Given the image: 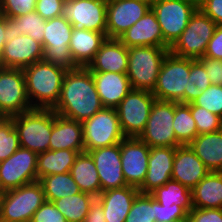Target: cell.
I'll return each mask as SVG.
<instances>
[{"mask_svg":"<svg viewBox=\"0 0 222 222\" xmlns=\"http://www.w3.org/2000/svg\"><path fill=\"white\" fill-rule=\"evenodd\" d=\"M103 108L91 71L87 67L67 70L59 101L53 108L58 115L83 123Z\"/></svg>","mask_w":222,"mask_h":222,"instance_id":"obj_1","label":"cell"},{"mask_svg":"<svg viewBox=\"0 0 222 222\" xmlns=\"http://www.w3.org/2000/svg\"><path fill=\"white\" fill-rule=\"evenodd\" d=\"M23 71L32 108L53 109L59 101L67 70L41 60L27 66Z\"/></svg>","mask_w":222,"mask_h":222,"instance_id":"obj_2","label":"cell"},{"mask_svg":"<svg viewBox=\"0 0 222 222\" xmlns=\"http://www.w3.org/2000/svg\"><path fill=\"white\" fill-rule=\"evenodd\" d=\"M190 58L178 57L170 52L163 60L152 94L157 100L190 103Z\"/></svg>","mask_w":222,"mask_h":222,"instance_id":"obj_3","label":"cell"},{"mask_svg":"<svg viewBox=\"0 0 222 222\" xmlns=\"http://www.w3.org/2000/svg\"><path fill=\"white\" fill-rule=\"evenodd\" d=\"M168 48L138 46L128 48L127 76L132 89L153 91Z\"/></svg>","mask_w":222,"mask_h":222,"instance_id":"obj_4","label":"cell"},{"mask_svg":"<svg viewBox=\"0 0 222 222\" xmlns=\"http://www.w3.org/2000/svg\"><path fill=\"white\" fill-rule=\"evenodd\" d=\"M9 118L17 130L20 147L37 154L49 150L53 109L33 108Z\"/></svg>","mask_w":222,"mask_h":222,"instance_id":"obj_5","label":"cell"},{"mask_svg":"<svg viewBox=\"0 0 222 222\" xmlns=\"http://www.w3.org/2000/svg\"><path fill=\"white\" fill-rule=\"evenodd\" d=\"M216 26V23L198 8L180 37L169 48V52L194 60L202 58Z\"/></svg>","mask_w":222,"mask_h":222,"instance_id":"obj_6","label":"cell"},{"mask_svg":"<svg viewBox=\"0 0 222 222\" xmlns=\"http://www.w3.org/2000/svg\"><path fill=\"white\" fill-rule=\"evenodd\" d=\"M46 201L39 181L5 191L0 221L30 222L35 211Z\"/></svg>","mask_w":222,"mask_h":222,"instance_id":"obj_7","label":"cell"},{"mask_svg":"<svg viewBox=\"0 0 222 222\" xmlns=\"http://www.w3.org/2000/svg\"><path fill=\"white\" fill-rule=\"evenodd\" d=\"M73 32L71 23L59 16L46 20L43 37V61L58 65L66 70L78 68L70 51Z\"/></svg>","mask_w":222,"mask_h":222,"instance_id":"obj_8","label":"cell"},{"mask_svg":"<svg viewBox=\"0 0 222 222\" xmlns=\"http://www.w3.org/2000/svg\"><path fill=\"white\" fill-rule=\"evenodd\" d=\"M151 9L160 24L164 48H170L187 27L198 6L186 0H155Z\"/></svg>","mask_w":222,"mask_h":222,"instance_id":"obj_9","label":"cell"},{"mask_svg":"<svg viewBox=\"0 0 222 222\" xmlns=\"http://www.w3.org/2000/svg\"><path fill=\"white\" fill-rule=\"evenodd\" d=\"M82 128L85 152L118 144L125 138L116 108L103 107L84 121Z\"/></svg>","mask_w":222,"mask_h":222,"instance_id":"obj_10","label":"cell"},{"mask_svg":"<svg viewBox=\"0 0 222 222\" xmlns=\"http://www.w3.org/2000/svg\"><path fill=\"white\" fill-rule=\"evenodd\" d=\"M156 98L151 91L131 89L116 107L125 137H139L146 127Z\"/></svg>","mask_w":222,"mask_h":222,"instance_id":"obj_11","label":"cell"},{"mask_svg":"<svg viewBox=\"0 0 222 222\" xmlns=\"http://www.w3.org/2000/svg\"><path fill=\"white\" fill-rule=\"evenodd\" d=\"M174 101L155 100L144 131L138 137L149 147H177L173 129Z\"/></svg>","mask_w":222,"mask_h":222,"instance_id":"obj_12","label":"cell"},{"mask_svg":"<svg viewBox=\"0 0 222 222\" xmlns=\"http://www.w3.org/2000/svg\"><path fill=\"white\" fill-rule=\"evenodd\" d=\"M31 109L23 69L0 67V114L9 118Z\"/></svg>","mask_w":222,"mask_h":222,"instance_id":"obj_13","label":"cell"},{"mask_svg":"<svg viewBox=\"0 0 222 222\" xmlns=\"http://www.w3.org/2000/svg\"><path fill=\"white\" fill-rule=\"evenodd\" d=\"M108 0H66L62 16L75 30H92L106 34Z\"/></svg>","mask_w":222,"mask_h":222,"instance_id":"obj_14","label":"cell"},{"mask_svg":"<svg viewBox=\"0 0 222 222\" xmlns=\"http://www.w3.org/2000/svg\"><path fill=\"white\" fill-rule=\"evenodd\" d=\"M37 155L19 147L9 158L0 161V189L8 191L37 181Z\"/></svg>","mask_w":222,"mask_h":222,"instance_id":"obj_15","label":"cell"},{"mask_svg":"<svg viewBox=\"0 0 222 222\" xmlns=\"http://www.w3.org/2000/svg\"><path fill=\"white\" fill-rule=\"evenodd\" d=\"M150 147L138 137H125L120 142L121 164L128 186L140 188L148 169Z\"/></svg>","mask_w":222,"mask_h":222,"instance_id":"obj_16","label":"cell"},{"mask_svg":"<svg viewBox=\"0 0 222 222\" xmlns=\"http://www.w3.org/2000/svg\"><path fill=\"white\" fill-rule=\"evenodd\" d=\"M151 9V4L143 0L107 1V38H119L126 30Z\"/></svg>","mask_w":222,"mask_h":222,"instance_id":"obj_17","label":"cell"},{"mask_svg":"<svg viewBox=\"0 0 222 222\" xmlns=\"http://www.w3.org/2000/svg\"><path fill=\"white\" fill-rule=\"evenodd\" d=\"M97 168L101 192L127 186L123 176L120 143L88 152Z\"/></svg>","mask_w":222,"mask_h":222,"instance_id":"obj_18","label":"cell"},{"mask_svg":"<svg viewBox=\"0 0 222 222\" xmlns=\"http://www.w3.org/2000/svg\"><path fill=\"white\" fill-rule=\"evenodd\" d=\"M43 59V46L26 34L6 41L0 56V67L24 69Z\"/></svg>","mask_w":222,"mask_h":222,"instance_id":"obj_19","label":"cell"},{"mask_svg":"<svg viewBox=\"0 0 222 222\" xmlns=\"http://www.w3.org/2000/svg\"><path fill=\"white\" fill-rule=\"evenodd\" d=\"M176 147H150L148 169L140 193L150 194L172 179L173 159Z\"/></svg>","mask_w":222,"mask_h":222,"instance_id":"obj_20","label":"cell"},{"mask_svg":"<svg viewBox=\"0 0 222 222\" xmlns=\"http://www.w3.org/2000/svg\"><path fill=\"white\" fill-rule=\"evenodd\" d=\"M209 172L189 145L176 147L172 169L173 180L192 190Z\"/></svg>","mask_w":222,"mask_h":222,"instance_id":"obj_21","label":"cell"},{"mask_svg":"<svg viewBox=\"0 0 222 222\" xmlns=\"http://www.w3.org/2000/svg\"><path fill=\"white\" fill-rule=\"evenodd\" d=\"M127 48L138 46L164 47L160 24L152 9L118 38Z\"/></svg>","mask_w":222,"mask_h":222,"instance_id":"obj_22","label":"cell"},{"mask_svg":"<svg viewBox=\"0 0 222 222\" xmlns=\"http://www.w3.org/2000/svg\"><path fill=\"white\" fill-rule=\"evenodd\" d=\"M87 68L91 72L126 73L128 48L117 38H107Z\"/></svg>","mask_w":222,"mask_h":222,"instance_id":"obj_23","label":"cell"},{"mask_svg":"<svg viewBox=\"0 0 222 222\" xmlns=\"http://www.w3.org/2000/svg\"><path fill=\"white\" fill-rule=\"evenodd\" d=\"M70 149L78 153L84 152L82 123L58 115L53 111V127L49 150Z\"/></svg>","mask_w":222,"mask_h":222,"instance_id":"obj_24","label":"cell"},{"mask_svg":"<svg viewBox=\"0 0 222 222\" xmlns=\"http://www.w3.org/2000/svg\"><path fill=\"white\" fill-rule=\"evenodd\" d=\"M91 73L103 107L116 108L132 89L126 73Z\"/></svg>","mask_w":222,"mask_h":222,"instance_id":"obj_25","label":"cell"},{"mask_svg":"<svg viewBox=\"0 0 222 222\" xmlns=\"http://www.w3.org/2000/svg\"><path fill=\"white\" fill-rule=\"evenodd\" d=\"M139 193L138 188L128 185L101 192L96 199L103 207L106 222H125Z\"/></svg>","mask_w":222,"mask_h":222,"instance_id":"obj_26","label":"cell"},{"mask_svg":"<svg viewBox=\"0 0 222 222\" xmlns=\"http://www.w3.org/2000/svg\"><path fill=\"white\" fill-rule=\"evenodd\" d=\"M106 39L105 33L73 29L69 47L75 64L87 67Z\"/></svg>","mask_w":222,"mask_h":222,"instance_id":"obj_27","label":"cell"},{"mask_svg":"<svg viewBox=\"0 0 222 222\" xmlns=\"http://www.w3.org/2000/svg\"><path fill=\"white\" fill-rule=\"evenodd\" d=\"M189 146L210 172H222V129L197 135Z\"/></svg>","mask_w":222,"mask_h":222,"instance_id":"obj_28","label":"cell"},{"mask_svg":"<svg viewBox=\"0 0 222 222\" xmlns=\"http://www.w3.org/2000/svg\"><path fill=\"white\" fill-rule=\"evenodd\" d=\"M193 208L222 209V172H209L192 189Z\"/></svg>","mask_w":222,"mask_h":222,"instance_id":"obj_29","label":"cell"},{"mask_svg":"<svg viewBox=\"0 0 222 222\" xmlns=\"http://www.w3.org/2000/svg\"><path fill=\"white\" fill-rule=\"evenodd\" d=\"M70 173L81 192L91 194L96 198L101 193L98 171L88 152L84 151L77 155Z\"/></svg>","mask_w":222,"mask_h":222,"instance_id":"obj_30","label":"cell"},{"mask_svg":"<svg viewBox=\"0 0 222 222\" xmlns=\"http://www.w3.org/2000/svg\"><path fill=\"white\" fill-rule=\"evenodd\" d=\"M78 154L77 151L70 149L47 150L38 153L36 170L37 181L47 175L70 172Z\"/></svg>","mask_w":222,"mask_h":222,"instance_id":"obj_31","label":"cell"},{"mask_svg":"<svg viewBox=\"0 0 222 222\" xmlns=\"http://www.w3.org/2000/svg\"><path fill=\"white\" fill-rule=\"evenodd\" d=\"M45 22L46 20L36 11L15 18H7L4 36L7 41H11L15 36L26 34L43 46Z\"/></svg>","mask_w":222,"mask_h":222,"instance_id":"obj_32","label":"cell"},{"mask_svg":"<svg viewBox=\"0 0 222 222\" xmlns=\"http://www.w3.org/2000/svg\"><path fill=\"white\" fill-rule=\"evenodd\" d=\"M96 197L80 192L53 201L56 208L64 215L67 222H83Z\"/></svg>","mask_w":222,"mask_h":222,"instance_id":"obj_33","label":"cell"},{"mask_svg":"<svg viewBox=\"0 0 222 222\" xmlns=\"http://www.w3.org/2000/svg\"><path fill=\"white\" fill-rule=\"evenodd\" d=\"M150 195L161 205H181L188 212L193 208L192 190L173 179L156 188Z\"/></svg>","mask_w":222,"mask_h":222,"instance_id":"obj_34","label":"cell"},{"mask_svg":"<svg viewBox=\"0 0 222 222\" xmlns=\"http://www.w3.org/2000/svg\"><path fill=\"white\" fill-rule=\"evenodd\" d=\"M39 182L42 184L46 201L50 202L81 192L70 172L47 175Z\"/></svg>","mask_w":222,"mask_h":222,"instance_id":"obj_35","label":"cell"},{"mask_svg":"<svg viewBox=\"0 0 222 222\" xmlns=\"http://www.w3.org/2000/svg\"><path fill=\"white\" fill-rule=\"evenodd\" d=\"M173 129L181 145H189L198 135L195 120L187 104L174 102Z\"/></svg>","mask_w":222,"mask_h":222,"instance_id":"obj_36","label":"cell"},{"mask_svg":"<svg viewBox=\"0 0 222 222\" xmlns=\"http://www.w3.org/2000/svg\"><path fill=\"white\" fill-rule=\"evenodd\" d=\"M156 200L150 194L139 193L132 203L125 222H156Z\"/></svg>","mask_w":222,"mask_h":222,"instance_id":"obj_37","label":"cell"},{"mask_svg":"<svg viewBox=\"0 0 222 222\" xmlns=\"http://www.w3.org/2000/svg\"><path fill=\"white\" fill-rule=\"evenodd\" d=\"M195 120L198 135L216 132L222 129V118L211 113L205 108L195 105L193 102L187 104Z\"/></svg>","mask_w":222,"mask_h":222,"instance_id":"obj_38","label":"cell"},{"mask_svg":"<svg viewBox=\"0 0 222 222\" xmlns=\"http://www.w3.org/2000/svg\"><path fill=\"white\" fill-rule=\"evenodd\" d=\"M19 147V137L13 121L5 118L0 123V161L9 158Z\"/></svg>","mask_w":222,"mask_h":222,"instance_id":"obj_39","label":"cell"},{"mask_svg":"<svg viewBox=\"0 0 222 222\" xmlns=\"http://www.w3.org/2000/svg\"><path fill=\"white\" fill-rule=\"evenodd\" d=\"M189 78L191 81L190 103H192L211 85V82L204 65L198 59H190Z\"/></svg>","mask_w":222,"mask_h":222,"instance_id":"obj_40","label":"cell"},{"mask_svg":"<svg viewBox=\"0 0 222 222\" xmlns=\"http://www.w3.org/2000/svg\"><path fill=\"white\" fill-rule=\"evenodd\" d=\"M193 103L222 118V86L211 84Z\"/></svg>","mask_w":222,"mask_h":222,"instance_id":"obj_41","label":"cell"},{"mask_svg":"<svg viewBox=\"0 0 222 222\" xmlns=\"http://www.w3.org/2000/svg\"><path fill=\"white\" fill-rule=\"evenodd\" d=\"M37 0H1L0 12L7 18H15L35 11Z\"/></svg>","mask_w":222,"mask_h":222,"instance_id":"obj_42","label":"cell"},{"mask_svg":"<svg viewBox=\"0 0 222 222\" xmlns=\"http://www.w3.org/2000/svg\"><path fill=\"white\" fill-rule=\"evenodd\" d=\"M30 222H67V220L53 202L45 201L35 211Z\"/></svg>","mask_w":222,"mask_h":222,"instance_id":"obj_43","label":"cell"},{"mask_svg":"<svg viewBox=\"0 0 222 222\" xmlns=\"http://www.w3.org/2000/svg\"><path fill=\"white\" fill-rule=\"evenodd\" d=\"M156 222H170L178 218H188V211L181 205H161L156 201Z\"/></svg>","mask_w":222,"mask_h":222,"instance_id":"obj_44","label":"cell"},{"mask_svg":"<svg viewBox=\"0 0 222 222\" xmlns=\"http://www.w3.org/2000/svg\"><path fill=\"white\" fill-rule=\"evenodd\" d=\"M64 0H37L35 11L44 20L62 16Z\"/></svg>","mask_w":222,"mask_h":222,"instance_id":"obj_45","label":"cell"},{"mask_svg":"<svg viewBox=\"0 0 222 222\" xmlns=\"http://www.w3.org/2000/svg\"><path fill=\"white\" fill-rule=\"evenodd\" d=\"M189 222H222V209L192 208L188 212Z\"/></svg>","mask_w":222,"mask_h":222,"instance_id":"obj_46","label":"cell"},{"mask_svg":"<svg viewBox=\"0 0 222 222\" xmlns=\"http://www.w3.org/2000/svg\"><path fill=\"white\" fill-rule=\"evenodd\" d=\"M205 67L212 85L222 86V60L202 57L198 59Z\"/></svg>","mask_w":222,"mask_h":222,"instance_id":"obj_47","label":"cell"},{"mask_svg":"<svg viewBox=\"0 0 222 222\" xmlns=\"http://www.w3.org/2000/svg\"><path fill=\"white\" fill-rule=\"evenodd\" d=\"M203 57L222 60V25H217Z\"/></svg>","mask_w":222,"mask_h":222,"instance_id":"obj_48","label":"cell"},{"mask_svg":"<svg viewBox=\"0 0 222 222\" xmlns=\"http://www.w3.org/2000/svg\"><path fill=\"white\" fill-rule=\"evenodd\" d=\"M198 8L216 25H222V0H202Z\"/></svg>","mask_w":222,"mask_h":222,"instance_id":"obj_49","label":"cell"},{"mask_svg":"<svg viewBox=\"0 0 222 222\" xmlns=\"http://www.w3.org/2000/svg\"><path fill=\"white\" fill-rule=\"evenodd\" d=\"M83 222H106L101 203L95 199L89 208V212Z\"/></svg>","mask_w":222,"mask_h":222,"instance_id":"obj_50","label":"cell"},{"mask_svg":"<svg viewBox=\"0 0 222 222\" xmlns=\"http://www.w3.org/2000/svg\"><path fill=\"white\" fill-rule=\"evenodd\" d=\"M7 25V17L0 12V56L4 50L7 39L5 38V26Z\"/></svg>","mask_w":222,"mask_h":222,"instance_id":"obj_51","label":"cell"},{"mask_svg":"<svg viewBox=\"0 0 222 222\" xmlns=\"http://www.w3.org/2000/svg\"><path fill=\"white\" fill-rule=\"evenodd\" d=\"M4 194H5V191L0 189V213H1V207H2V201H3V198H4Z\"/></svg>","mask_w":222,"mask_h":222,"instance_id":"obj_52","label":"cell"},{"mask_svg":"<svg viewBox=\"0 0 222 222\" xmlns=\"http://www.w3.org/2000/svg\"><path fill=\"white\" fill-rule=\"evenodd\" d=\"M170 222H189L188 218H178Z\"/></svg>","mask_w":222,"mask_h":222,"instance_id":"obj_53","label":"cell"},{"mask_svg":"<svg viewBox=\"0 0 222 222\" xmlns=\"http://www.w3.org/2000/svg\"><path fill=\"white\" fill-rule=\"evenodd\" d=\"M186 1L192 2L193 4H195L199 7L202 0H186Z\"/></svg>","mask_w":222,"mask_h":222,"instance_id":"obj_54","label":"cell"},{"mask_svg":"<svg viewBox=\"0 0 222 222\" xmlns=\"http://www.w3.org/2000/svg\"><path fill=\"white\" fill-rule=\"evenodd\" d=\"M6 117L2 114H0V123L5 119Z\"/></svg>","mask_w":222,"mask_h":222,"instance_id":"obj_55","label":"cell"},{"mask_svg":"<svg viewBox=\"0 0 222 222\" xmlns=\"http://www.w3.org/2000/svg\"><path fill=\"white\" fill-rule=\"evenodd\" d=\"M143 1H146V2H148L149 4H152L155 0H143Z\"/></svg>","mask_w":222,"mask_h":222,"instance_id":"obj_56","label":"cell"}]
</instances>
